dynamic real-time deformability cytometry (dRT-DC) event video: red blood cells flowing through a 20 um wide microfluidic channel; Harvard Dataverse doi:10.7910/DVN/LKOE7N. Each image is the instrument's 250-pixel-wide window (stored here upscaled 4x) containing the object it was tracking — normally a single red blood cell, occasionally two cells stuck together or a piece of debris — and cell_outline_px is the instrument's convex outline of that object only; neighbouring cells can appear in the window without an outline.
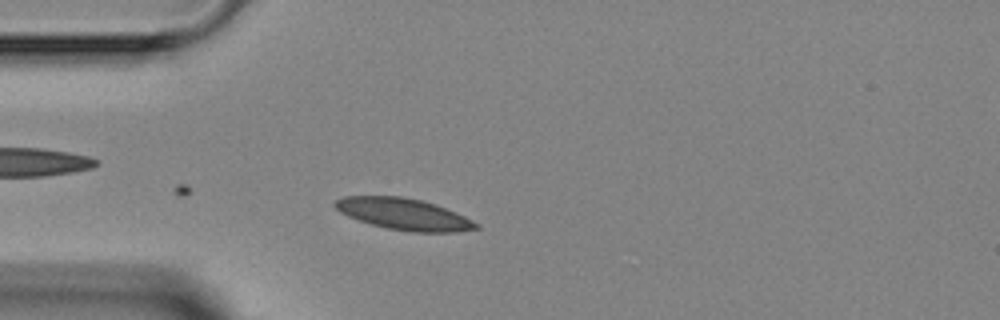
{"species": "Egyptian fruit bat (a non-hibernating species)", "species_latin": "Rousettus aegyptiacus", "temperature_condition": "room temperature", "stored_images_in_passage": 2, "camera_frame_rate_fps": 3000, "um_per_image_px": 0.085, "animal": {"sex": "female"}, "frame": {"image": 1, "passage_image": 2, "time_ms": 1.0, "image_size_px": [1000, 320], "cell_outline_px": [[480, 228], [456, 232], [412, 232], [388, 228], [372, 224], [348, 216], [340, 212], [332, 204], [336, 200], [344, 196], [400, 196], [420, 200], [436, 204], [456, 212], [480, 224]], "centroid_in_image_um": [34.35, 18.2], "position_along_channel_um": 50.7, "area_um2": 25.78}}